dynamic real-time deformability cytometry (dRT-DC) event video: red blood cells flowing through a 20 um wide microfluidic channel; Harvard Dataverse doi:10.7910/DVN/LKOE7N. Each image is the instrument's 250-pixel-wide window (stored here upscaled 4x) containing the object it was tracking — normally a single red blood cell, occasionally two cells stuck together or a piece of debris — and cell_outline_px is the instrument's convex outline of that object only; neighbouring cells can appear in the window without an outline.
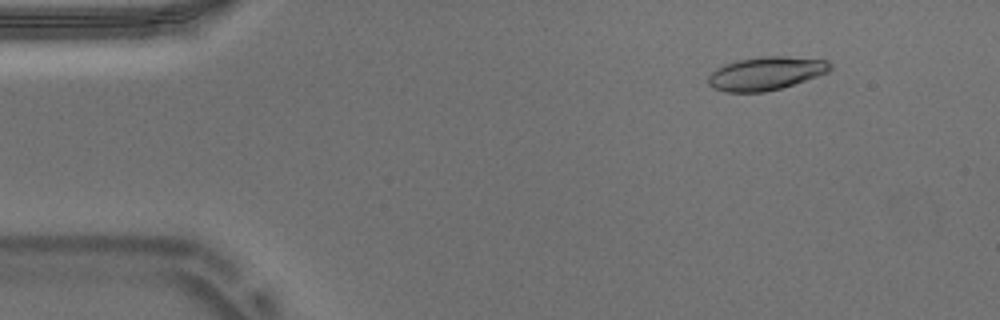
{"species": "Egyptian fruit bat (a non-hibernating species)", "species_latin": "Rousettus aegyptiacus", "temperature_condition": "warm", "stored_images_in_passage": 50, "camera_frame_rate_fps": 3000, "um_per_image_px": 0.085, "animal": {"sex": "male"}, "frame": {"image": 1, "passage_image": 3, "time_ms": 0.667, "image_size_px": [1000, 320], "cell_outline_px": [[832, 68], [828, 72], [780, 88], [764, 92], [724, 92], [712, 88], [708, 84], [708, 76], [716, 68], [724, 64], [740, 60], [764, 56], [784, 56], [828, 60], [832, 64]], "centroid_in_image_um": [65.08, 6.24], "position_along_channel_um": 19.9, "area_um2": 23.52}}
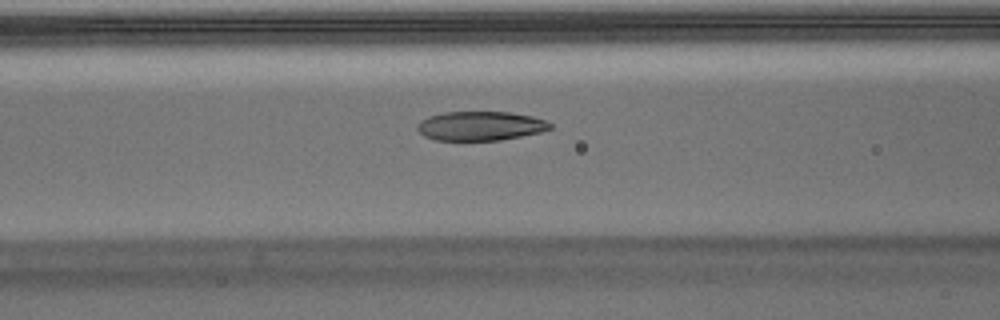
{"frame": {"image": 2, "passage_image": 18, "time_ms": 5.667, "image_size_px": [1000, 320], "cell_outline_px": [[552, 128], [540, 132], [500, 140], [436, 140], [424, 136], [416, 128], [416, 124], [420, 120], [428, 116], [444, 112], [512, 112], [532, 116], [544, 120], [552, 124]], "centroid_in_image_um": [40.8, 10.7], "position_along_channel_um": 125.8, "area_um2": 22.6}}
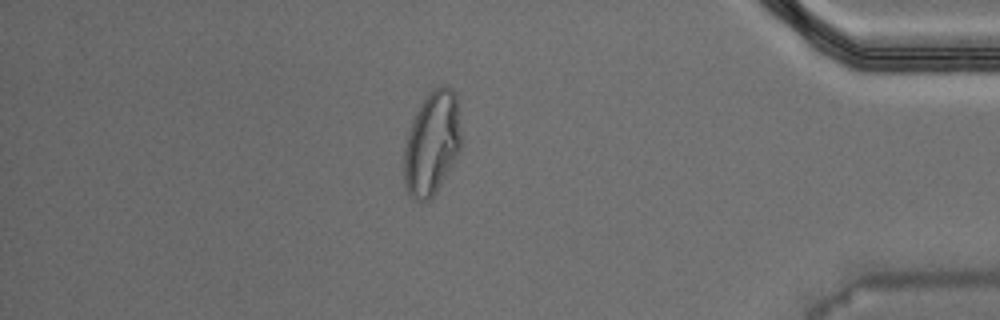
{"frame": {"image": 3, "passage_image": 43, "time_ms": 14.0, "image_size_px": [1000, 320], "cell_outline_px": [[460, 148], [452, 164], [436, 192], [428, 200], [412, 200], [408, 196], [404, 184], [404, 148], [408, 132], [416, 112], [428, 92], [432, 88], [440, 84], [452, 88], [456, 92], [460, 132]], "centroid_in_image_um": [36.69, 12.17], "position_along_channel_um": 398.5, "area_um2": 34.45}, "authors_computed_cell_mechanics": {"area_um2": 23.7847, "velocity_mm_per_s": 3.7276, "shape_relaxation_time_tau1_ms": null, "shape_relaxation_time_tau2_ms": 1.4139, "deformation_change_tau1": null, "deformation_change_tau2": 0.079}}